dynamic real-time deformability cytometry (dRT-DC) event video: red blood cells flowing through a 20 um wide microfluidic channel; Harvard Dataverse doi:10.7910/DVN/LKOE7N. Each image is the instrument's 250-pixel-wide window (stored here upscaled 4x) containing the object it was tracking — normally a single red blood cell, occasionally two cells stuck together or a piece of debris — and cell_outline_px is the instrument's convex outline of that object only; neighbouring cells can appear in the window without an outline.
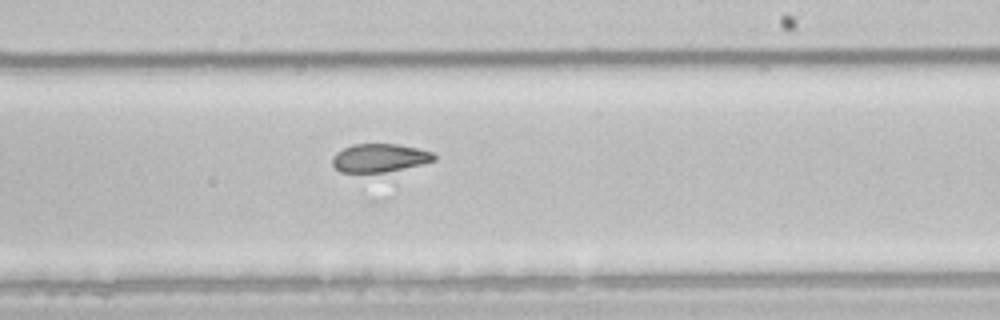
{"species": "common noctule bat (a hibernating species)", "species_latin": "Nyctalus noctula", "temperature_condition": "room temperature", "stored_images_in_passage": 51, "segment_of_instrument_passage": [1, 2], "camera_frame_rate_fps": 3000, "um_per_image_px": 0.085, "animal": {"sex": "male", "body_mass_g": 21.5, "forearm_length_mm": 52.0}, "frame": {"image": 1, "passage_image": 34, "time_ms": 11.0, "image_size_px": [1000, 320], "cell_outline_px": [[436, 160], [420, 164], [384, 172], [340, 172], [332, 164], [332, 156], [336, 152], [352, 144], [396, 144], [416, 148], [432, 152], [436, 156]], "centroid_in_image_um": [32.22, 13.41], "position_along_channel_um": 256.8, "area_um2": 16.59}}